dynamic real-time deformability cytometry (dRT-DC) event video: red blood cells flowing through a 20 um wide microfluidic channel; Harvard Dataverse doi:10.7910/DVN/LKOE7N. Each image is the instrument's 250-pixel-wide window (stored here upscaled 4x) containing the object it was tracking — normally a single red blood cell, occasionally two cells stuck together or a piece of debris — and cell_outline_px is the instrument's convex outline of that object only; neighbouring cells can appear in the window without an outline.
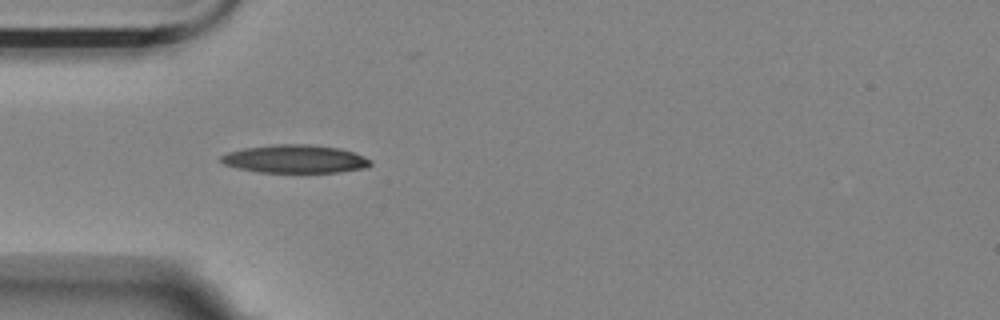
{"species": "Egyptian fruit bat (a non-hibernating species)", "species_latin": "Rousettus aegyptiacus", "temperature_condition": "room temperature", "stored_images_in_passage": 2, "camera_frame_rate_fps": 3000, "um_per_image_px": 0.085, "animal": {"sex": "female"}, "frame": {"image": 1, "passage_image": 1, "time_ms": 0.0, "image_size_px": [1000, 320], "cell_outline_px": [[372, 164], [364, 168], [336, 172], [260, 172], [236, 168], [224, 164], [220, 160], [220, 156], [228, 152], [244, 148], [272, 144], [308, 144], [340, 148], [364, 156], [372, 160]], "centroid_in_image_um": [25.06, 13.5], "position_along_channel_um": 59.9, "area_um2": 24.51}}
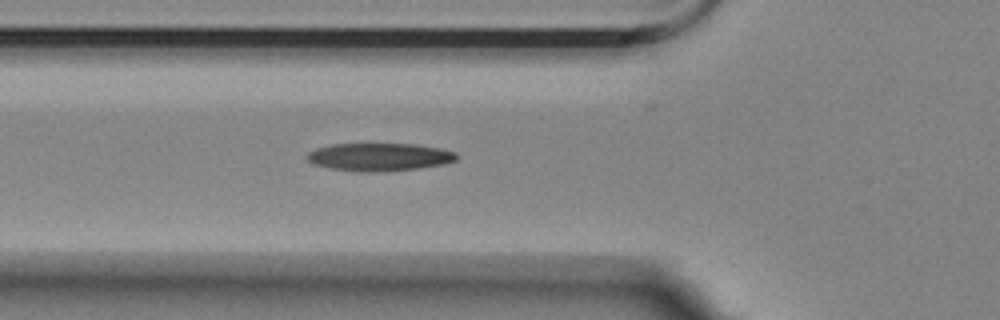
{"frame": {"image": 2, "passage_image": 2, "time_ms": 0.333, "image_size_px": [1000, 320], "cell_outline_px": [[456, 160], [444, 164], [416, 168], [368, 172], [360, 172], [328, 168], [312, 164], [308, 160], [308, 152], [316, 148], [332, 144], [416, 144], [440, 148], [456, 152]], "centroid_in_image_um": [32.21, 13.33], "position_along_channel_um": 93.6, "area_um2": 24.1}}